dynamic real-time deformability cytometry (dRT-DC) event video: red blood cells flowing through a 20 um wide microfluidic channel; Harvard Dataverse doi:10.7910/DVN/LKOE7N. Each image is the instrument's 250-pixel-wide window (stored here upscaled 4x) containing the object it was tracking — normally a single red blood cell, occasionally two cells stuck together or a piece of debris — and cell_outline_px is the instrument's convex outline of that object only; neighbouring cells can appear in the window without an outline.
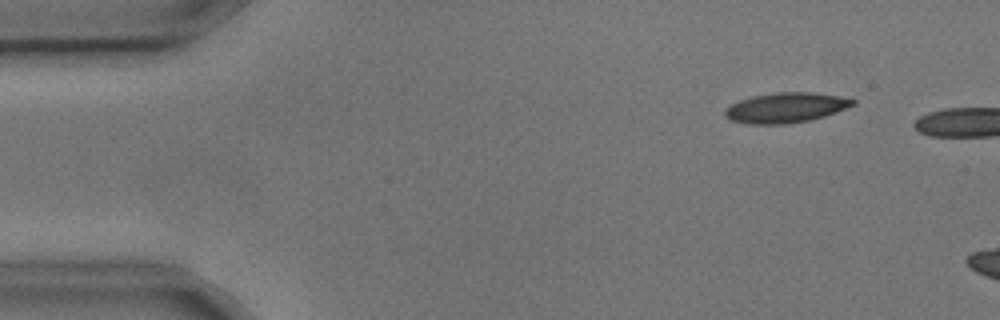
{"species": "common noctule bat (a hibernating species)", "species_latin": "Nyctalus noctula", "temperature_condition": "cold", "stored_images_in_passage": 3, "camera_frame_rate_fps": 3000, "um_per_image_px": 0.085, "animal": {"sex": "male", "body_mass_g": 17.9, "forearm_length_mm": 54.2}, "frame": {"image": 1, "passage_image": 1, "time_ms": 0.0, "image_size_px": [1000, 320], "cell_outline_px": [[856, 104], [836, 112], [824, 116], [808, 120], [788, 124], [748, 124], [732, 120], [724, 116], [724, 108], [740, 100], [752, 96], [776, 92], [812, 92], [836, 96], [856, 100]], "centroid_in_image_um": [66.76, 9.15], "position_along_channel_um": 18.2, "area_um2": 22.31}}